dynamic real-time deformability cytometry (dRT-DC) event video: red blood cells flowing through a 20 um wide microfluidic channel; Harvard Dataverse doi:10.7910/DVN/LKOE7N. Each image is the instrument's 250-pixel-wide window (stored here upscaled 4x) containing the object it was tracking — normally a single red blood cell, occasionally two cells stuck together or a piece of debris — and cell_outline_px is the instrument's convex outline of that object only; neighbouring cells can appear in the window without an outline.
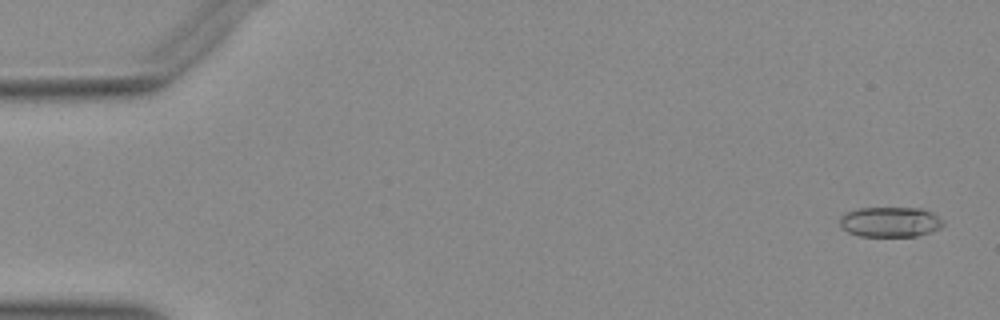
{"species": "Egyptian fruit bat (a non-hibernating species)", "species_latin": "Rousettus aegyptiacus", "temperature_condition": "warm", "stored_images_in_passage": 20, "camera_frame_rate_fps": 3000, "um_per_image_px": 0.085, "animal": {"sex": "female"}, "frame": {"image": 1, "passage_image": 2, "time_ms": 0.333, "image_size_px": [1000, 320], "cell_outline_px": [[944, 224], [940, 228], [932, 232], [916, 236], [860, 236], [848, 232], [840, 224], [840, 216], [844, 212], [860, 208], [920, 208], [932, 212], [944, 220]], "centroid_in_image_um": [75.69, 18.86], "position_along_channel_um": 9.3, "area_um2": 18.26}}
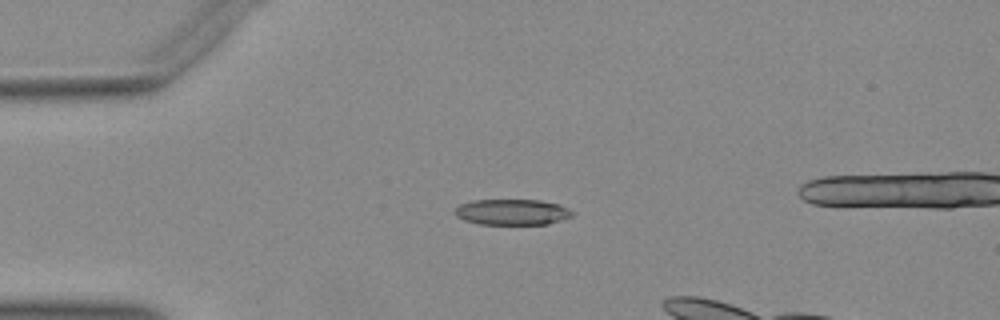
{"frame": {"image": 2, "passage_image": 13, "time_ms": 4.0, "image_size_px": [1000, 320], "cell_outline_px": [[572, 216], [548, 224], [476, 224], [464, 220], [456, 216], [456, 208], [460, 204], [472, 200], [540, 200], [560, 204], [568, 208], [572, 212]], "centroid_in_image_um": [43.52, 18.02], "position_along_channel_um": 41.5, "area_um2": 17.63}}
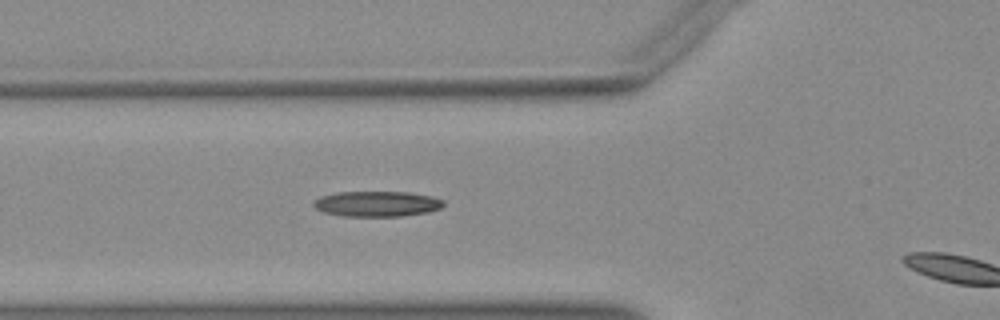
{"frame": {"image": 3, "passage_image": 19, "time_ms": 6.0, "image_size_px": [1000, 320], "cell_outline_px": [[444, 204], [440, 208], [428, 212], [404, 216], [340, 216], [324, 212], [316, 208], [312, 204], [320, 196], [340, 192], [408, 192], [428, 196], [444, 200]], "centroid_in_image_um": [32.03, 17.33], "position_along_channel_um": 93.8, "area_um2": 19.13}}